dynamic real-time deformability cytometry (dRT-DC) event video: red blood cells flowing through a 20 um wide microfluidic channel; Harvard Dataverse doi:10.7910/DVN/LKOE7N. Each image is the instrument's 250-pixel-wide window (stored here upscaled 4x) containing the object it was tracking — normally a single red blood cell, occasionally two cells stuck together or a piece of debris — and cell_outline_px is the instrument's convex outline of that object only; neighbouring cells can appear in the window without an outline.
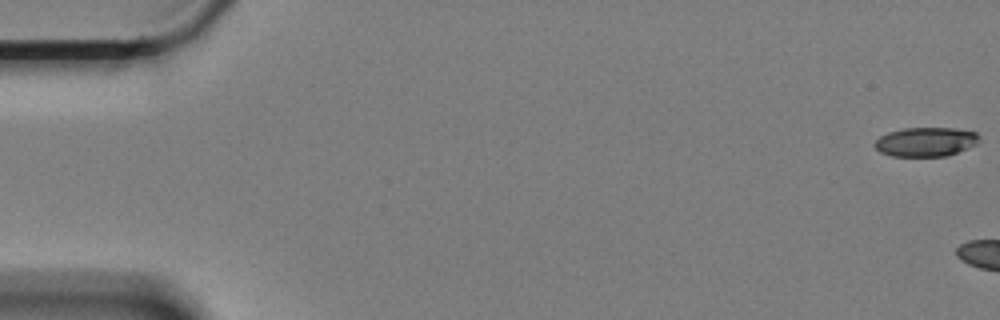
{"species": "Egyptian fruit bat (a non-hibernating species)", "species_latin": "Rousettus aegyptiacus", "temperature_condition": "cold", "stored_images_in_passage": 6, "camera_frame_rate_fps": 3000, "um_per_image_px": 0.085, "animal": {"sex": "female"}, "frame": {"image": 1, "passage_image": 1, "time_ms": 0.0, "image_size_px": [1000, 320], "cell_outline_px": [[980, 140], [976, 144], [968, 148], [948, 156], [892, 156], [880, 152], [872, 144], [880, 136], [888, 132], [904, 128], [952, 128], [976, 132], [980, 136]], "centroid_in_image_um": [78.69, 12.06], "position_along_channel_um": 6.3, "area_um2": 17.86}}